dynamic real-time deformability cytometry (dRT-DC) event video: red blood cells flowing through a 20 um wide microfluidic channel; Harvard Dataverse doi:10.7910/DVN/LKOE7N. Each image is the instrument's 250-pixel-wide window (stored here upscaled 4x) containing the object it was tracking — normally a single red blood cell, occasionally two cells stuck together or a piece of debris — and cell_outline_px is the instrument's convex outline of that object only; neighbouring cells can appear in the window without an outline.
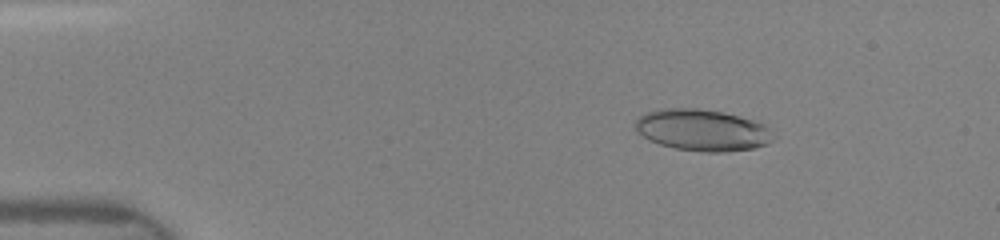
{"species": "human", "species_latin": "Homo sapiens", "temperature_condition": "room temperature", "stored_images_in_passage": 39, "camera_frame_rate_fps": 3000, "um_per_image_px": 0.085, "donor": {"sex": "female"}, "frame": {"image": 1, "passage_image": 6, "time_ms": 2.333, "image_size_px": [1000, 240], "cell_outline_px": [[776, 136], [768, 144], [752, 148], [724, 152], [704, 152], [676, 148], [660, 144], [648, 140], [636, 132], [636, 120], [644, 112], [660, 108], [700, 108], [724, 112], [740, 116], [764, 124]], "centroid_in_image_um": [59.69, 11.05], "position_along_channel_um": 25.3, "area_um2": 33.64}}
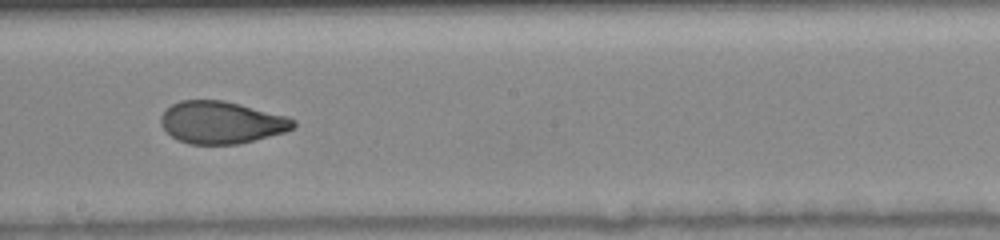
{"frame": {"image": 2, "passage_image": 21, "time_ms": 9.0, "image_size_px": [1000, 240], "cell_outline_px": [[296, 128], [284, 132], [240, 144], [188, 144], [172, 136], [160, 124], [160, 116], [172, 104], [180, 100], [224, 100], [288, 116], [296, 120]], "centroid_in_image_um": [18.85, 10.4], "position_along_channel_um": 229.3, "area_um2": 32.71}}
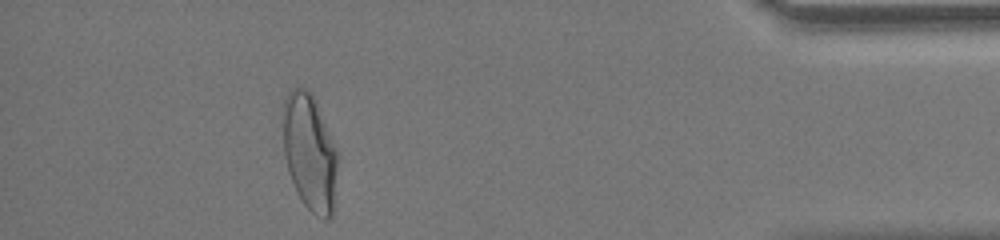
{"frame": {"image": 3, "passage_image": 35, "time_ms": 14.333, "image_size_px": [1000, 240], "cell_outline_px": [[340, 156], [332, 216], [328, 220], [324, 220], [316, 216], [304, 204], [296, 192], [288, 172], [284, 156], [280, 112], [284, 100], [288, 92], [292, 88], [304, 88], [316, 100], [340, 152]], "centroid_in_image_um": [26.33, 12.94], "position_along_channel_um": 408.9, "area_um2": 38.73}}